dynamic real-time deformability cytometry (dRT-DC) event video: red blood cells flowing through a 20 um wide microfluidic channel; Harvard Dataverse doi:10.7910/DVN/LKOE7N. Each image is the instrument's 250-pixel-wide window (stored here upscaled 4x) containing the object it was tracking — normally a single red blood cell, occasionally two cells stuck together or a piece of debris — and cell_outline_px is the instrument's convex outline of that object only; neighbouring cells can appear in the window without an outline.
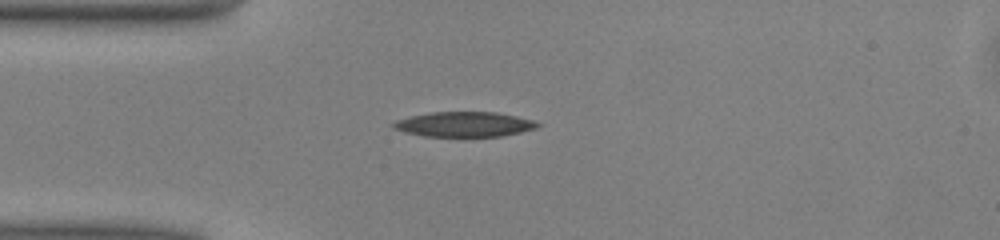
{"species": "common noctule bat (a hibernating species)", "species_latin": "Nyctalus noctula", "temperature_condition": "warm", "stored_images_in_passage": 38, "camera_frame_rate_fps": 3000, "um_per_image_px": 0.085, "animal": {"sex": "male", "body_mass_g": 13.0, "forearm_length_mm": 53.1}, "frame": {"image": 1, "passage_image": 1, "time_ms": 0.0, "image_size_px": [1000, 240], "cell_outline_px": [[540, 124], [536, 128], [520, 132], [500, 136], [464, 140], [424, 136], [404, 132], [392, 128], [392, 124], [396, 120], [412, 116], [432, 112], [496, 112], [516, 116], [532, 120]], "centroid_in_image_um": [39.43, 10.62], "position_along_channel_um": 45.6, "area_um2": 21.85}}
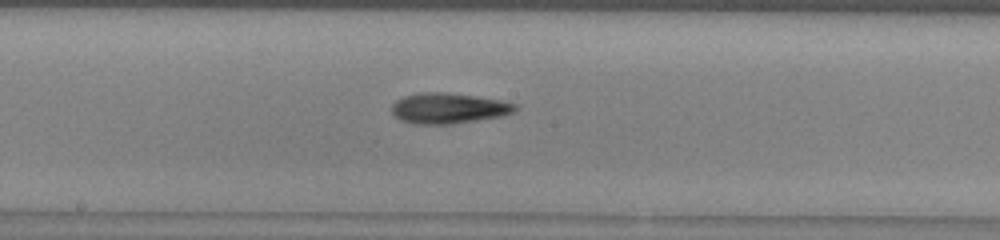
{"frame": {"image": 2, "passage_image": 14, "time_ms": 4.333, "image_size_px": [1000, 240], "cell_outline_px": [[516, 108], [512, 112], [504, 116], [452, 124], [412, 124], [400, 120], [392, 112], [392, 104], [396, 100], [404, 96], [416, 92], [448, 92], [476, 96], [500, 100], [516, 104]], "centroid_in_image_um": [38.09, 9.2], "position_along_channel_um": 210.1, "area_um2": 22.14}}
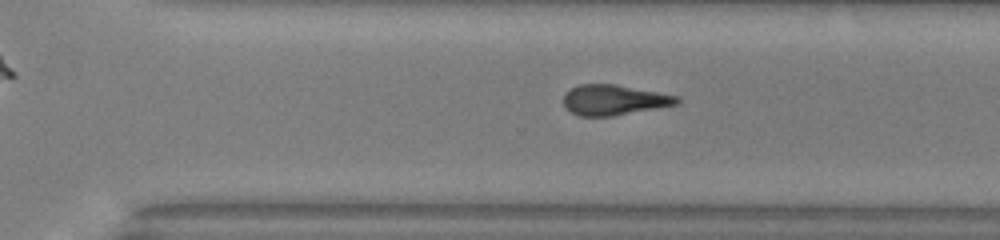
{"frame": {"image": 3, "passage_image": 22, "time_ms": 7.0, "image_size_px": [1000, 240], "cell_outline_px": [[680, 100], [676, 104], [656, 108], [612, 116], [580, 116], [564, 108], [564, 96], [572, 88], [580, 84], [616, 84], [680, 96]], "centroid_in_image_um": [52.19, 8.49], "position_along_channel_um": 318.4, "area_um2": 19.88}, "authors_computed_cell_mechanics": {"area_um2": 21.3571, "velocity_mm_per_s": 4.0718, "shape_relaxation_time_tau1_ms": 6.0769, "shape_relaxation_time_tau2_ms": 5.5582, "deformation_change_tau1": 0.1657, "deformation_change_tau2": 0.1845}}